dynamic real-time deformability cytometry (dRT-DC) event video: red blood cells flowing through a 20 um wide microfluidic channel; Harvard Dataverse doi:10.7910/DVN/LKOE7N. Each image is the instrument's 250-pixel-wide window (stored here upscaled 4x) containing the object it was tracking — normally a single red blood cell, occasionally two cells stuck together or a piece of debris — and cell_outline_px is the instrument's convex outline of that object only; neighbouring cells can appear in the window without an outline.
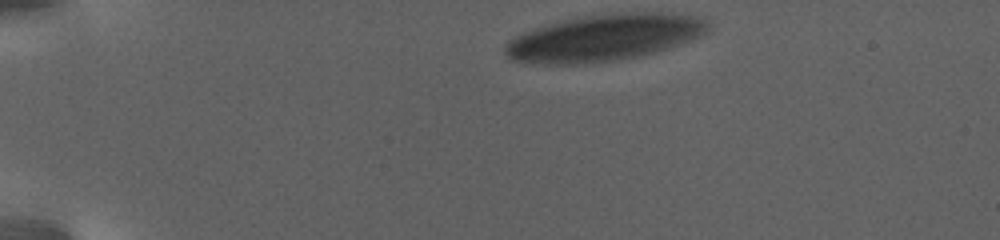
{"species": "human", "species_latin": "Homo sapiens", "temperature_condition": "warm", "stored_images_in_passage": 47, "camera_frame_rate_fps": 3000, "um_per_image_px": 0.085, "donor": {"sex": "female"}, "frame": {"image": 1, "passage_image": 1, "time_ms": 0.0, "image_size_px": [1000, 240], "cell_outline_px": [[712, 28], [704, 36], [680, 44], [640, 56], [620, 60], [576, 64], [548, 64], [512, 60], [504, 52], [504, 48], [508, 40], [524, 32], [560, 20], [588, 16], [624, 12], [660, 12], [704, 16], [708, 20]], "centroid_in_image_um": [51.46, 3.19], "position_along_channel_um": 33.5, "area_um2": 55.37}}
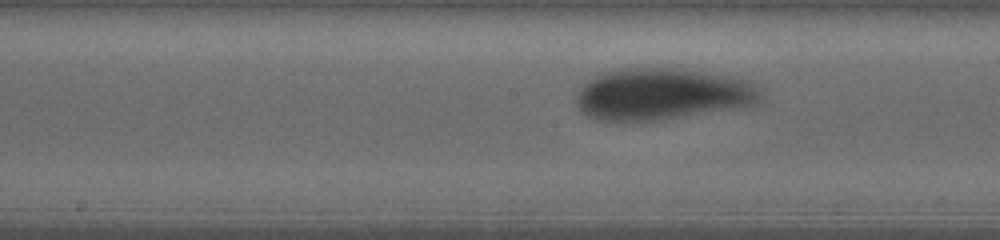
{"frame": {"image": 2, "passage_image": 20, "time_ms": 9.333, "image_size_px": [1000, 240], "cell_outline_px": [[764, 104], [656, 120], [596, 120], [588, 116], [576, 104], [576, 96], [584, 84], [592, 76], [600, 72], [624, 68], [680, 68], [728, 76], [748, 80], [756, 84], [764, 100]], "centroid_in_image_um": [56.33, 7.98], "position_along_channel_um": 191.9, "area_um2": 55.72}}
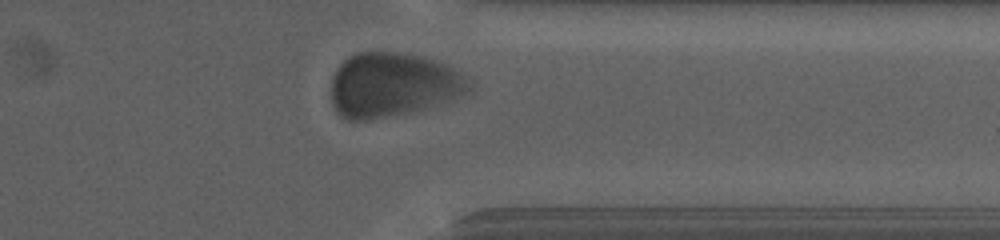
{"frame": {"image": 3, "passage_image": 40, "time_ms": 16.667, "image_size_px": [1000, 240], "cell_outline_px": [[472, 88], [456, 96], [424, 108], [408, 112], [364, 120], [348, 120], [340, 116], [336, 112], [332, 104], [332, 76], [336, 68], [348, 56], [356, 52], [396, 52], [420, 56], [436, 60], [460, 72], [472, 84]], "centroid_in_image_um": [33.31, 7.19], "position_along_channel_um": 378.1, "area_um2": 51.04}}